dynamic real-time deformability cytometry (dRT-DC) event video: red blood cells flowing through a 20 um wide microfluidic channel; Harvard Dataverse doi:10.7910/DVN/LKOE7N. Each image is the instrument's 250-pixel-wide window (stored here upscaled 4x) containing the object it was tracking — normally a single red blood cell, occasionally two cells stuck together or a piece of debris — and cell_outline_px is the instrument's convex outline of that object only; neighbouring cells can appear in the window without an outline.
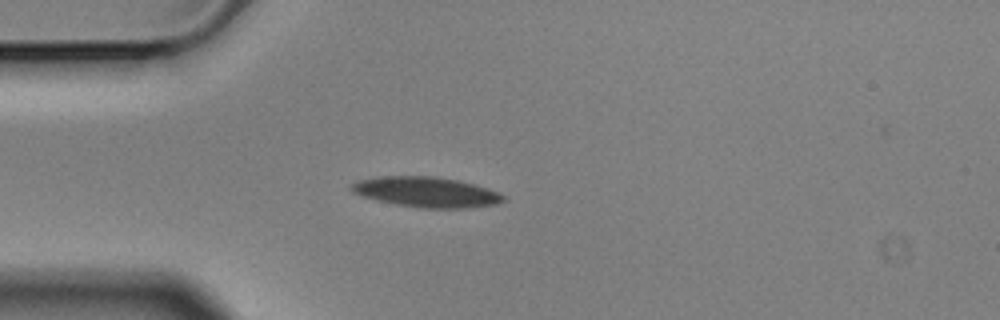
{"species": "Egyptian fruit bat (a non-hibernating species)", "species_latin": "Rousettus aegyptiacus", "temperature_condition": "cold", "stored_images_in_passage": 4, "camera_frame_rate_fps": 3000, "um_per_image_px": 0.085, "animal": {"sex": "male"}, "frame": {"image": 1, "passage_image": 3, "time_ms": 0.667, "image_size_px": [1000, 320], "cell_outline_px": [[508, 200], [496, 204], [472, 208], [424, 208], [396, 204], [364, 196], [352, 192], [348, 188], [352, 184], [360, 180], [380, 176], [432, 176], [460, 180], [488, 188], [504, 196]], "centroid_in_image_um": [36.29, 16.32], "position_along_channel_um": 48.7, "area_um2": 26.7}}